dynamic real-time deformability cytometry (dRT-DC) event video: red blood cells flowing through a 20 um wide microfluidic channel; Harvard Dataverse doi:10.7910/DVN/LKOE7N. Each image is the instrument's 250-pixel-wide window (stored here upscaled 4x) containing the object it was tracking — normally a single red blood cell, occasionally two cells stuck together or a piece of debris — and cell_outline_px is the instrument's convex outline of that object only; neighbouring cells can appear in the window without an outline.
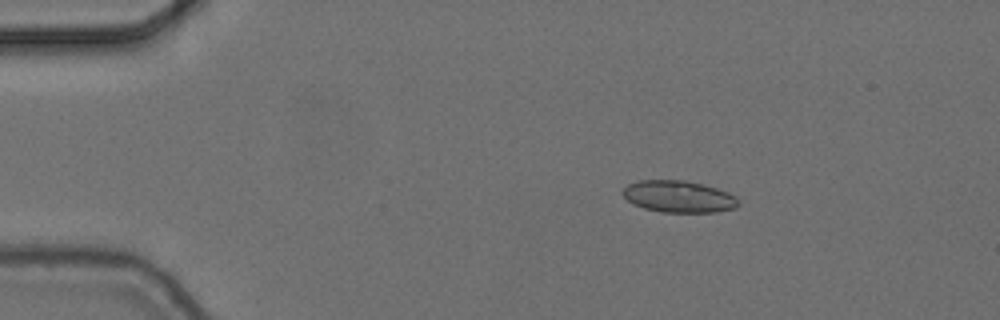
{"species": "common noctule bat (a hibernating species)", "species_latin": "Nyctalus noctula", "temperature_condition": "cold", "stored_images_in_passage": 3, "camera_frame_rate_fps": 3000, "um_per_image_px": 0.085, "animal": {"sex": "female", "body_mass_g": 24.6, "forearm_length_mm": 56.2}, "frame": {"image": 1, "passage_image": 1, "time_ms": 0.0, "image_size_px": [1000, 320], "cell_outline_px": [[740, 204], [736, 208], [716, 212], [660, 212], [644, 208], [628, 200], [620, 192], [628, 184], [640, 180], [684, 180], [704, 184], [728, 192], [736, 196]], "centroid_in_image_um": [57.71, 16.7], "position_along_channel_um": 27.3, "area_um2": 21.5}}